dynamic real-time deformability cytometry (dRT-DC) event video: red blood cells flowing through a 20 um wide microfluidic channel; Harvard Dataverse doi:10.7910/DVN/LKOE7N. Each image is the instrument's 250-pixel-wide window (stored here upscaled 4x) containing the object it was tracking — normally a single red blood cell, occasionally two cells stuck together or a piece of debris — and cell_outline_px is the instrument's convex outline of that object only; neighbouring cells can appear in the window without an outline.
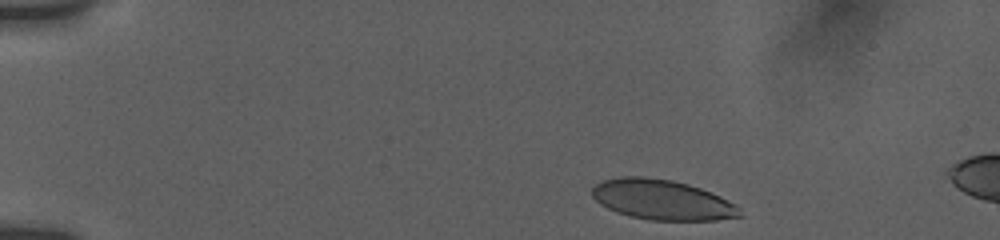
{"species": "human", "species_latin": "Homo sapiens", "temperature_condition": "room temperature", "stored_images_in_passage": 7, "camera_frame_rate_fps": 3000, "um_per_image_px": 0.085, "donor": {"sex": "female"}, "frame": {"image": 1, "passage_image": 1, "time_ms": 0.0, "image_size_px": [1000, 240], "cell_outline_px": [[744, 216], [716, 220], [648, 220], [616, 212], [600, 204], [592, 196], [592, 188], [596, 184], [604, 180], [616, 176], [644, 176], [672, 180], [688, 184], [700, 188], [720, 196], [728, 200], [740, 208]], "centroid_in_image_um": [56.28, 16.97], "position_along_channel_um": 28.7, "area_um2": 34.62}}